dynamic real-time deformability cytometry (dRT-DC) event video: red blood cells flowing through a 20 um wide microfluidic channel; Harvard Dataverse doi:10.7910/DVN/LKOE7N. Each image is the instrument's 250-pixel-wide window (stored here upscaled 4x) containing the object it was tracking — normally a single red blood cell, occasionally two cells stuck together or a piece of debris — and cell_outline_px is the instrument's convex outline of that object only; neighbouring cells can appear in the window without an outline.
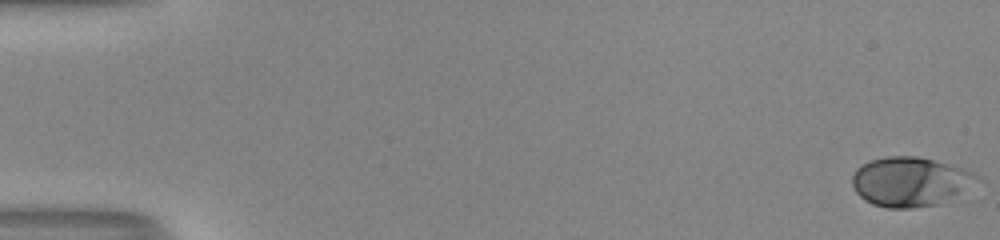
{"species": "human", "species_latin": "Homo sapiens", "temperature_condition": "room temperature", "stored_images_in_passage": 53, "camera_frame_rate_fps": 3000, "um_per_image_px": 0.085, "donor": {"sex": "male"}, "frame": {"image": 1, "passage_image": 1, "time_ms": 0.0, "image_size_px": [1000, 240], "cell_outline_px": [[984, 180], [940, 204], [912, 208], [888, 208], [872, 204], [864, 200], [856, 192], [852, 184], [852, 176], [856, 168], [872, 160], [888, 156], [916, 156], [964, 168], [980, 176]], "centroid_in_image_um": [77.4, 15.45], "position_along_channel_um": 7.6, "area_um2": 36.07}}
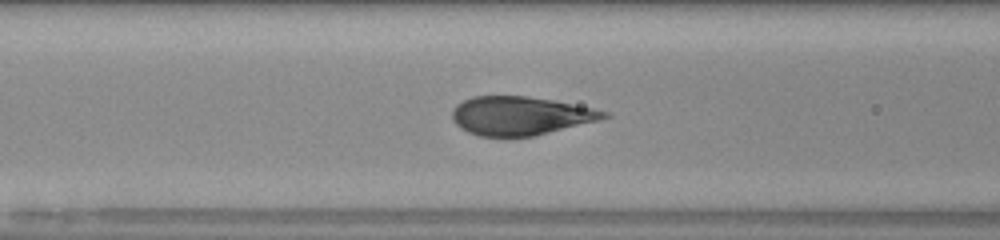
{"frame": {"image": 2, "passage_image": 23, "time_ms": 7.333, "image_size_px": [1000, 240], "cell_outline_px": [[612, 116], [600, 120], [532, 136], [480, 136], [468, 132], [460, 128], [452, 120], [452, 108], [456, 104], [472, 96], [524, 96], [552, 100], [592, 108], [608, 112]], "centroid_in_image_um": [44.2, 9.83], "position_along_channel_um": 122.4, "area_um2": 33.93}}
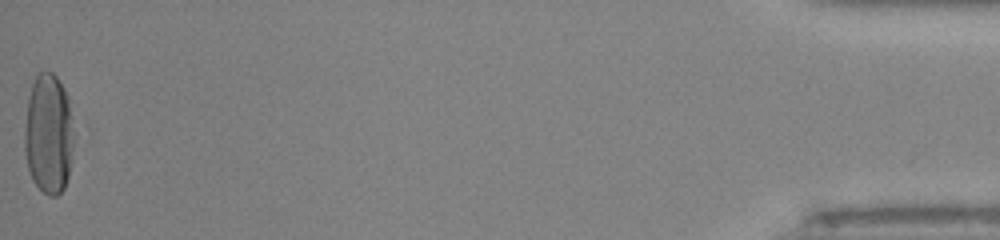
{"frame": {"image": 3, "passage_image": 53, "time_ms": 17.333, "image_size_px": [1000, 240], "cell_outline_px": [[76, 136], [68, 176], [64, 188], [56, 196], [48, 196], [32, 180], [28, 168], [24, 152], [24, 128], [28, 100], [32, 84], [36, 72], [52, 72], [56, 76], [64, 88], [68, 96]], "centroid_in_image_um": [4.15, 11.37], "position_along_channel_um": 431.0, "area_um2": 35.32}, "authors_computed_cell_mechanics": {"area_um2": 34.3332, "velocity_mm_per_s": 4.059, "shape_relaxation_time_tau1_ms": 3.8918, "shape_relaxation_time_tau2_ms": null, "deformation_change_tau1": 0.1933, "deformation_change_tau2": null}}